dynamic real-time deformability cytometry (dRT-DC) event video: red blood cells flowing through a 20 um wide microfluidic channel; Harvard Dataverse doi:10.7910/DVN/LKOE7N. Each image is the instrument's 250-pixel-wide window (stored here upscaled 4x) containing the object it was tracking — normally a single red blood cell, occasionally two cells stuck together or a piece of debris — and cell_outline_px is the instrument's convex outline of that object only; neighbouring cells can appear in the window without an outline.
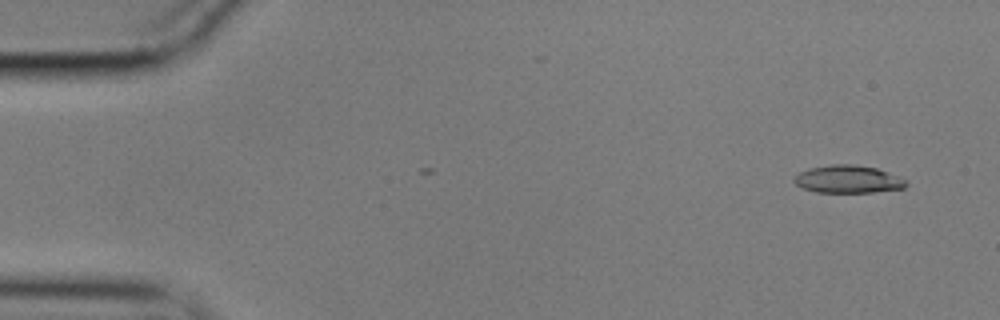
{"species": "common noctule bat (a hibernating species)", "species_latin": "Nyctalus noctula", "temperature_condition": "cold", "stored_images_in_passage": 3, "camera_frame_rate_fps": 3000, "um_per_image_px": 0.085, "animal": {"sex": "male", "body_mass_g": 17.9}, "frame": {"image": 1, "passage_image": 1, "time_ms": 0.0, "image_size_px": [1000, 320], "cell_outline_px": [[908, 184], [904, 188], [872, 192], [816, 192], [800, 188], [792, 180], [800, 172], [808, 168], [832, 164], [856, 164], [876, 168], [888, 172], [908, 180]], "centroid_in_image_um": [72.08, 15.23], "position_along_channel_um": 12.9, "area_um2": 18.21}}